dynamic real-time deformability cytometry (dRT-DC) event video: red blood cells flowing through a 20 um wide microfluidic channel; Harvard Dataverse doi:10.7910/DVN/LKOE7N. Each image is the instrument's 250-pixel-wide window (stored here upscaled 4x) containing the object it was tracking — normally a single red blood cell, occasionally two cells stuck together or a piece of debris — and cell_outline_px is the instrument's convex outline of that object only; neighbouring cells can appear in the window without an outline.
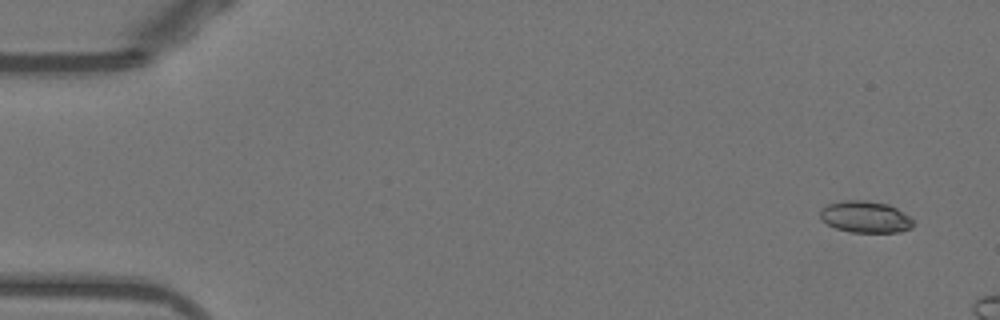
{"species": "Egyptian fruit bat (a non-hibernating species)", "species_latin": "Rousettus aegyptiacus", "temperature_condition": "warm", "stored_images_in_passage": 9, "camera_frame_rate_fps": 3000, "um_per_image_px": 0.085, "animal": {"sex": "female"}, "frame": {"image": 1, "passage_image": 2, "time_ms": 0.333, "image_size_px": [1000, 320], "cell_outline_px": [[916, 224], [912, 228], [900, 232], [848, 232], [836, 228], [820, 220], [820, 208], [828, 204], [844, 200], [868, 200], [888, 204], [912, 216]], "centroid_in_image_um": [73.59, 18.43], "position_along_channel_um": 11.4, "area_um2": 17.57}}